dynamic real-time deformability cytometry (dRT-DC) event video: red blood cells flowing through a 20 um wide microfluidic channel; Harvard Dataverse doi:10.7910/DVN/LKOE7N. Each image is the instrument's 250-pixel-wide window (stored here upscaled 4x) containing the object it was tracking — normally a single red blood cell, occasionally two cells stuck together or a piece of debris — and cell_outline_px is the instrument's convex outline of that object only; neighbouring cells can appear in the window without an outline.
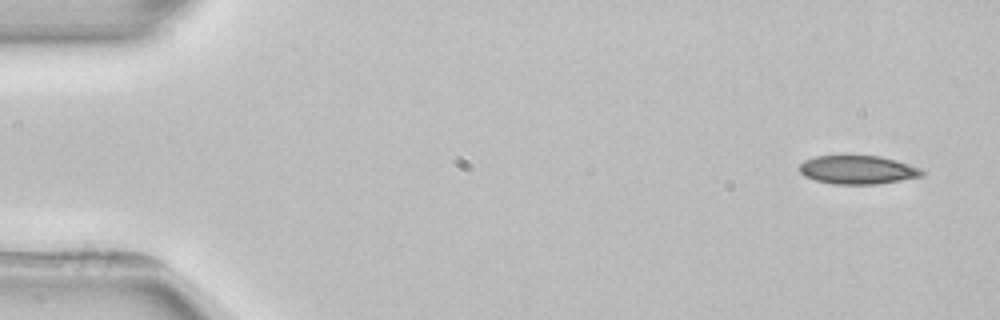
{"species": "common noctule bat (a hibernating species)", "species_latin": "Nyctalus noctula", "temperature_condition": "room temperature", "stored_images_in_passage": 3, "camera_frame_rate_fps": 3000, "um_per_image_px": 0.085, "animal": {"sex": "female", "body_mass_g": 22.7, "forearm_length_mm": 54.2}, "frame": {"image": 1, "passage_image": 1, "time_ms": 0.0, "image_size_px": [1000, 320], "cell_outline_px": [[924, 176], [876, 184], [832, 184], [816, 180], [804, 176], [800, 172], [800, 164], [804, 160], [816, 156], [880, 156], [896, 160], [920, 168], [924, 172]], "centroid_in_image_um": [72.9, 14.43], "position_along_channel_um": 12.1, "area_um2": 20.29}}
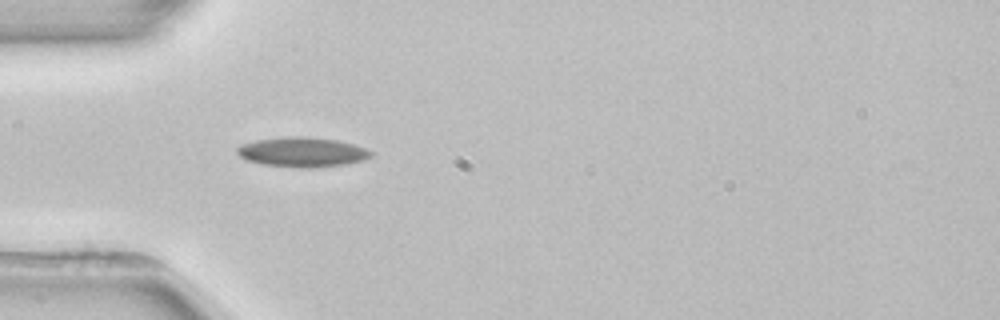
{"frame": {"image": 2, "passage_image": 3, "time_ms": 4.333, "image_size_px": [1000, 320], "cell_outline_px": [[372, 156], [364, 160], [344, 164], [308, 168], [300, 168], [264, 164], [248, 160], [240, 156], [236, 152], [236, 148], [240, 144], [256, 140], [288, 136], [304, 136], [336, 140], [352, 144], [364, 148], [372, 152]], "centroid_in_image_um": [25.66, 12.92], "position_along_channel_um": 59.3, "area_um2": 23.0}}